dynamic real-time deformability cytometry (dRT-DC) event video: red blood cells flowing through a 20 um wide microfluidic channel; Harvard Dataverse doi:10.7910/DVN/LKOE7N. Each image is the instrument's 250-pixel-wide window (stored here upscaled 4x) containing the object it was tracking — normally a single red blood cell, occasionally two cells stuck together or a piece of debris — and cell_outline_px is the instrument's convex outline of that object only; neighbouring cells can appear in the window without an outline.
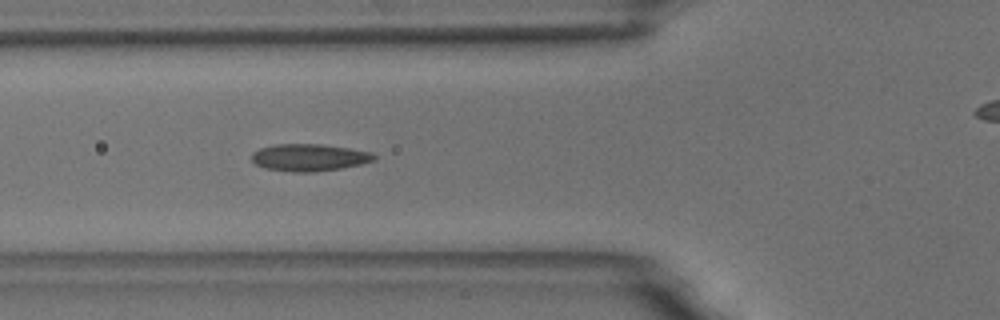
{"species": "common noctule bat (a hibernating species)", "species_latin": "Nyctalus noctula", "temperature_condition": "room temperature", "stored_images_in_passage": 48, "camera_frame_rate_fps": 3000, "um_per_image_px": 0.085, "animal": {"sex": "male", "body_mass_g": 18.8}, "frame": {"image": 1, "passage_image": 12, "time_ms": 3.667, "image_size_px": [1000, 320], "cell_outline_px": [[376, 160], [360, 164], [340, 168], [312, 172], [292, 172], [264, 168], [256, 164], [252, 160], [252, 152], [260, 148], [276, 144], [320, 144], [348, 148], [372, 152], [376, 156]], "centroid_in_image_um": [26.27, 13.38], "position_along_channel_um": 99.5, "area_um2": 19.31}}
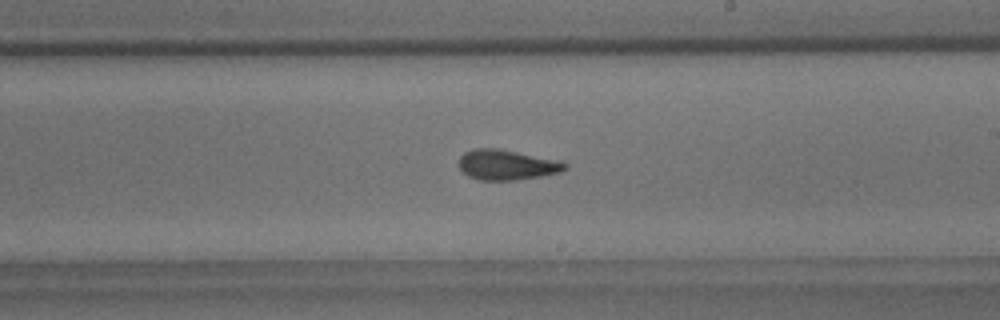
{"frame": {"image": 2, "passage_image": 24, "time_ms": 7.667, "image_size_px": [1000, 320], "cell_outline_px": [[568, 168], [560, 172], [540, 176], [516, 180], [480, 180], [468, 176], [460, 168], [460, 156], [464, 152], [472, 148], [496, 148], [560, 160], [568, 164]], "centroid_in_image_um": [43.09, 14.0], "position_along_channel_um": 245.9, "area_um2": 18.67}}
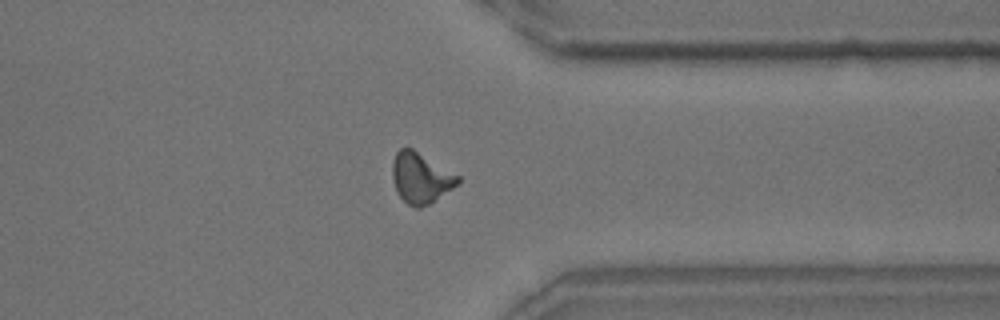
{"frame": {"image": 3, "passage_image": 35, "time_ms": 11.333, "image_size_px": [1000, 320], "cell_outline_px": [[460, 184], [428, 204], [420, 208], [416, 208], [408, 204], [396, 192], [392, 176], [392, 160], [396, 152], [400, 148], [412, 148], [460, 176]], "centroid_in_image_um": [35.76, 15.12], "position_along_channel_um": 375.6, "area_um2": 19.31}, "authors_computed_cell_mechanics": {"area_um2": 18.4093, "velocity_mm_per_s": 3.6498, "shape_relaxation_time_tau1_ms": 7.8148, "shape_relaxation_time_tau2_ms": 2.1487, "deformation_change_tau1": 0.1874, "deformation_change_tau2": 0.1031}}